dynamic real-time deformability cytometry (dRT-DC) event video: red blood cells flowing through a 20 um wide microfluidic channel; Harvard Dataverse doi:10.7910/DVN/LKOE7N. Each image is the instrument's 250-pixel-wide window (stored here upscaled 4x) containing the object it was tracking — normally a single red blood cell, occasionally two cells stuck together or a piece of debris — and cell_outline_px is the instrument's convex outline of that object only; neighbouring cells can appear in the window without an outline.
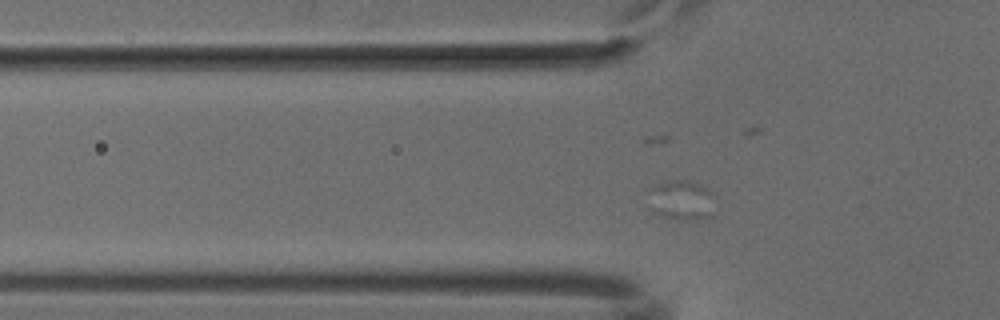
{"species": "common noctule bat (a hibernating species)", "species_latin": "Nyctalus noctula", "temperature_condition": "cold", "stored_images_in_passage": 13, "camera_frame_rate_fps": 3000, "um_per_image_px": 0.085, "animal": {"sex": "male", "body_mass_g": 18.8}, "frame": {"image": 1, "passage_image": 8, "time_ms": 2.333, "image_size_px": [1000, 320], "cell_outline_px": [[716, 212], [712, 216], [692, 220], [680, 220], [664, 216], [652, 212], [648, 208], [644, 192], [648, 188], [656, 184], [676, 180], [684, 180], [700, 184], [712, 196]], "centroid_in_image_um": [57.82, 17.03], "position_along_channel_um": 68.0, "area_um2": 16.01}}